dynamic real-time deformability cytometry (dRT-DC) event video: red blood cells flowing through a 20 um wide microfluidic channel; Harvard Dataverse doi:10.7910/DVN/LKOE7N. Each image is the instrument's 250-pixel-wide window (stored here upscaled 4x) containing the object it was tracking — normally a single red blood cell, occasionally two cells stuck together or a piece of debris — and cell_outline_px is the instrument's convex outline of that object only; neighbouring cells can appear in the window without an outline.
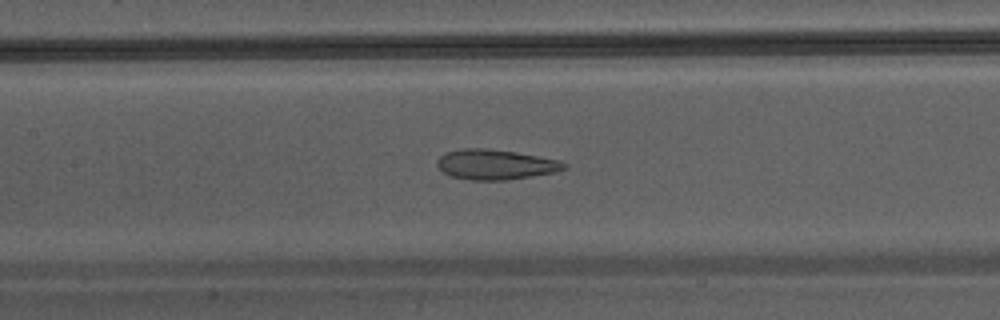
{"species": "Egyptian fruit bat (a non-hibernating species)", "species_latin": "Rousettus aegyptiacus", "temperature_condition": "warm", "stored_images_in_passage": 42, "camera_frame_rate_fps": 3000, "um_per_image_px": 0.085, "animal": {"sex": "male"}, "frame": {"image": 1, "passage_image": 19, "time_ms": 6.0, "image_size_px": [1000, 320], "cell_outline_px": [[568, 168], [556, 172], [532, 176], [504, 180], [472, 180], [452, 176], [444, 172], [436, 164], [436, 160], [444, 152], [464, 148], [484, 148], [516, 152], [560, 160], [568, 164]], "centroid_in_image_um": [42.14, 13.97], "position_along_channel_um": 165.3, "area_um2": 22.31}}
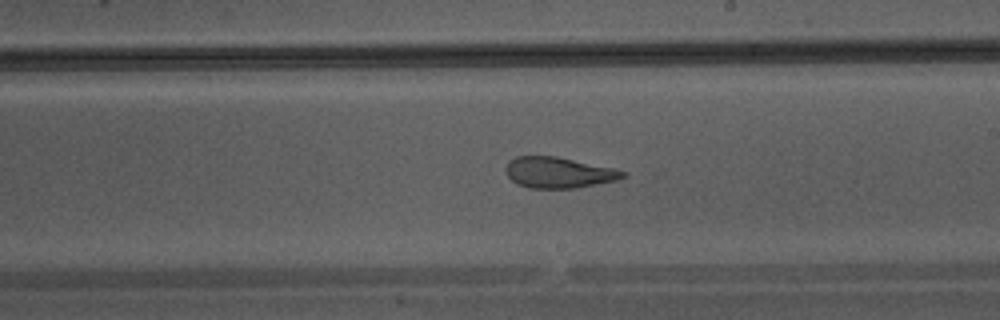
{"frame": {"image": 2, "passage_image": 24, "time_ms": 7.667, "image_size_px": [1000, 320], "cell_outline_px": [[628, 176], [620, 180], [576, 188], [528, 188], [516, 184], [508, 176], [504, 168], [508, 160], [516, 156], [556, 156], [612, 168], [628, 172]], "centroid_in_image_um": [47.49, 14.67], "position_along_channel_um": 241.5, "area_um2": 21.33}}